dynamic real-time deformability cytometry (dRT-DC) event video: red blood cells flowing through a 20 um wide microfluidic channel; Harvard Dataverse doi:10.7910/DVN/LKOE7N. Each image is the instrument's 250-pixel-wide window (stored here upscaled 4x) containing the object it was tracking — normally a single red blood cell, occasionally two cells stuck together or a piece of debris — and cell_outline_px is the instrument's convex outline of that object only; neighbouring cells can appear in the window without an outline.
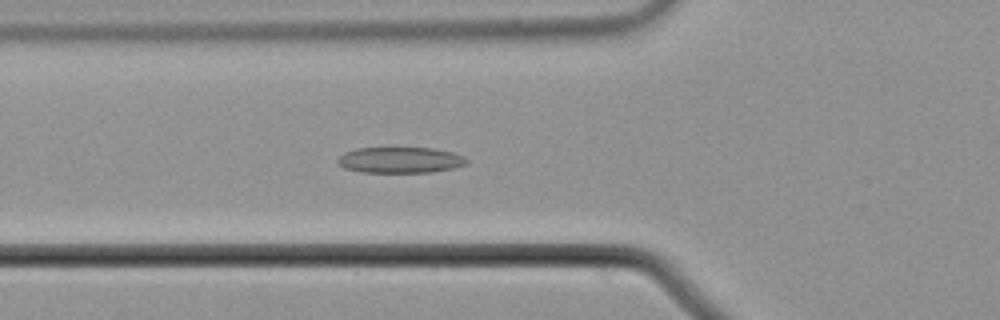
{"species": "common noctule bat (a hibernating species)", "species_latin": "Nyctalus noctula", "temperature_condition": "cold", "stored_images_in_passage": 57, "camera_frame_rate_fps": 3000, "um_per_image_px": 0.085, "animal": {"sex": "male", "body_mass_g": 21.5, "forearm_length_mm": 52.0}, "frame": {"image": 1, "passage_image": 22, "time_ms": 7.0, "image_size_px": [1000, 320], "cell_outline_px": [[468, 164], [452, 168], [432, 172], [360, 172], [344, 168], [336, 160], [344, 152], [356, 148], [432, 148], [452, 152], [464, 156], [468, 160]], "centroid_in_image_um": [34.02, 13.6], "position_along_channel_um": 91.8, "area_um2": 19.48}}
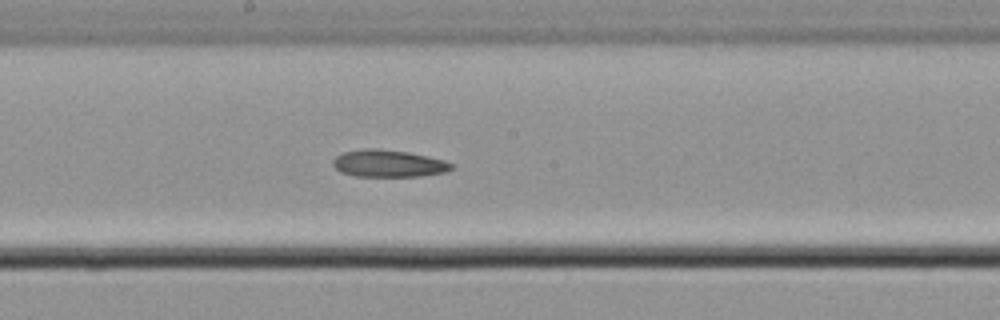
{"frame": {"image": 2, "passage_image": 32, "time_ms": 10.333, "image_size_px": [1000, 320], "cell_outline_px": [[456, 164], [452, 168], [444, 172], [420, 176], [356, 176], [340, 172], [332, 164], [332, 160], [340, 152], [364, 148], [380, 148], [408, 152], [428, 156], [444, 160]], "centroid_in_image_um": [32.99, 13.88], "position_along_channel_um": 215.2, "area_um2": 18.96}}
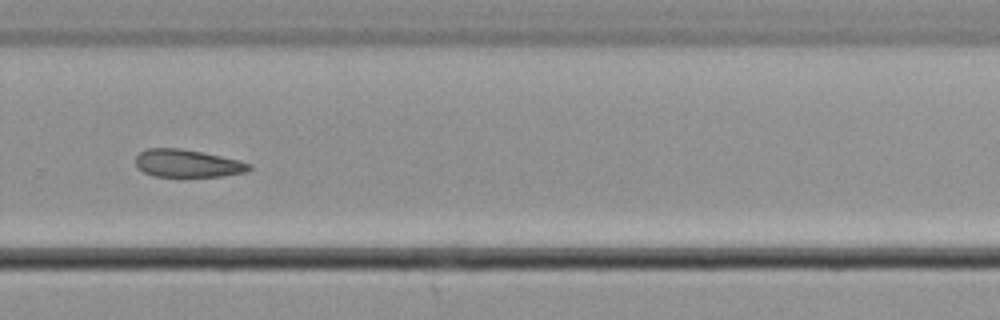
{"frame": {"image": 3, "passage_image": 40, "time_ms": 13.0, "image_size_px": [1000, 320], "cell_outline_px": [[252, 168], [248, 172], [224, 176], [152, 176], [136, 168], [136, 156], [140, 152], [148, 148], [180, 148], [200, 152], [236, 160], [252, 164]], "centroid_in_image_um": [15.91, 13.9], "position_along_channel_um": 313.9, "area_um2": 18.21}, "authors_computed_cell_mechanics": {"area_um2": 19.8832, "velocity_mm_per_s": 3.7101, "shape_relaxation_time_tau1_ms": 6.5823, "shape_relaxation_time_tau2_ms": 5.3294, "deformation_change_tau1": 0.0815, "deformation_change_tau2": 0.1253}}